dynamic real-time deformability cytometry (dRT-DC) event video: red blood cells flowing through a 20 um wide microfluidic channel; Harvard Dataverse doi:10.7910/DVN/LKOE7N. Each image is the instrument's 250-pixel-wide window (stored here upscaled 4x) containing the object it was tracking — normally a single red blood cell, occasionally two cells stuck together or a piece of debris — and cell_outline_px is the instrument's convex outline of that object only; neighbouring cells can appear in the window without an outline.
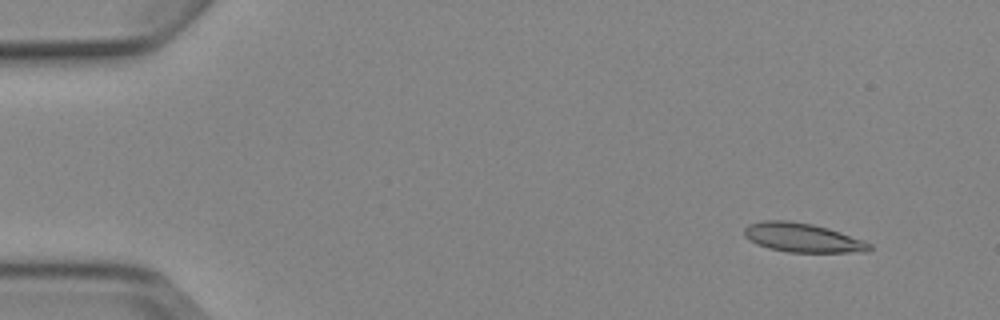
{"species": "Egyptian fruit bat (a non-hibernating species)", "species_latin": "Rousettus aegyptiacus", "temperature_condition": "cold", "stored_images_in_passage": 6, "camera_frame_rate_fps": 3000, "um_per_image_px": 0.085, "animal": {"sex": "female"}, "frame": {"image": 1, "passage_image": 2, "time_ms": 1.333, "image_size_px": [1000, 320], "cell_outline_px": [[872, 248], [868, 252], [788, 252], [768, 248], [756, 244], [744, 236], [744, 228], [748, 224], [764, 220], [788, 220], [812, 224], [828, 228], [864, 240], [872, 244]], "centroid_in_image_um": [68.21, 20.2], "position_along_channel_um": 16.8, "area_um2": 21.33}}
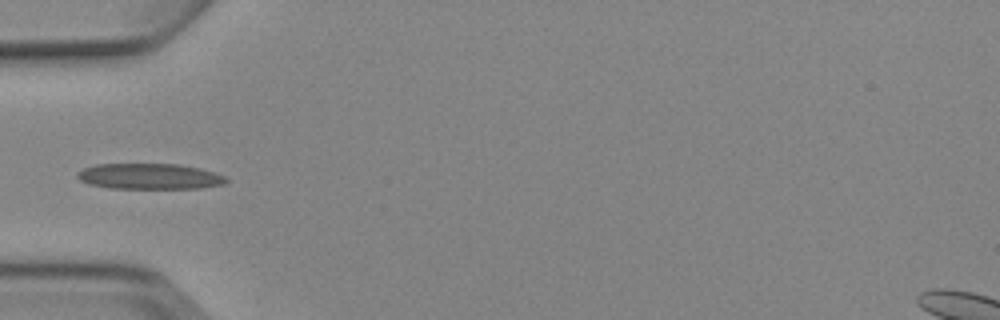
{"frame": {"image": 2, "passage_image": 5, "time_ms": 5.667, "image_size_px": [1000, 320], "cell_outline_px": [[228, 180], [224, 184], [200, 188], [108, 188], [88, 184], [80, 180], [76, 176], [76, 172], [84, 168], [96, 164], [176, 164], [200, 168], [216, 172], [224, 176]], "centroid_in_image_um": [12.69, 14.99], "position_along_channel_um": 72.3, "area_um2": 22.37}}
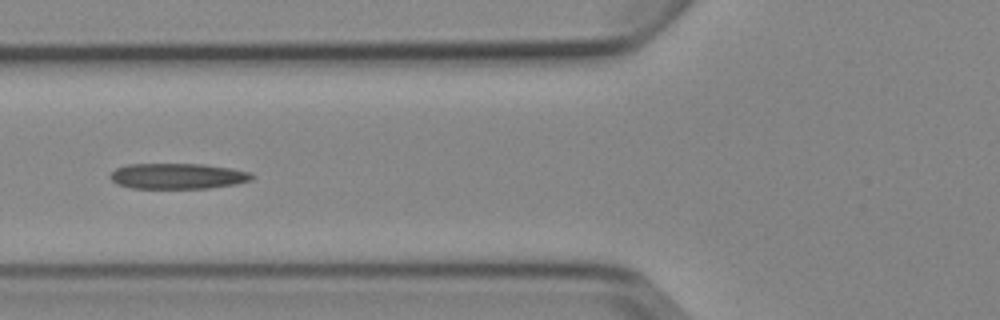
{"frame": {"image": 3, "passage_image": 6, "time_ms": 6.667, "image_size_px": [1000, 320], "cell_outline_px": [[256, 176], [252, 180], [236, 184], [208, 188], [132, 188], [116, 184], [108, 176], [116, 168], [128, 164], [204, 164], [232, 168], [252, 172]], "centroid_in_image_um": [15.14, 14.96], "position_along_channel_um": 110.7, "area_um2": 21.39}}